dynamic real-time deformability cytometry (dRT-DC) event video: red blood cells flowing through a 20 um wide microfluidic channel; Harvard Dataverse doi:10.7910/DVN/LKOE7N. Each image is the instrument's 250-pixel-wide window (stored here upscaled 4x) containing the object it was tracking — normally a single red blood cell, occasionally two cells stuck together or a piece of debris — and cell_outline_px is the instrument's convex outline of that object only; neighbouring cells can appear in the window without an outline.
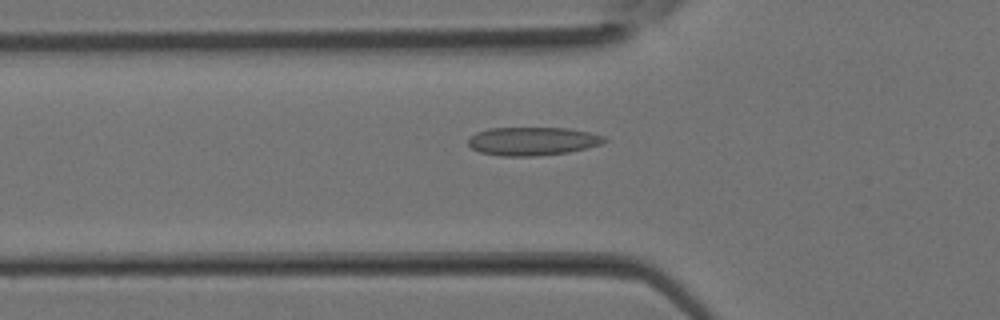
{"species": "Egyptian fruit bat (a non-hibernating species)", "species_latin": "Rousettus aegyptiacus", "temperature_condition": "room temperature", "stored_images_in_passage": 27, "camera_frame_rate_fps": 3000, "um_per_image_px": 0.085, "animal": {"sex": "female"}, "frame": {"image": 1, "passage_image": 11, "time_ms": 3.333, "image_size_px": [1000, 320], "cell_outline_px": [[608, 140], [600, 144], [568, 152], [536, 156], [500, 156], [480, 152], [472, 148], [468, 144], [468, 140], [476, 132], [488, 128], [568, 128], [588, 132], [604, 136]], "centroid_in_image_um": [45.24, 12.0], "position_along_channel_um": 80.6, "area_um2": 22.37}}
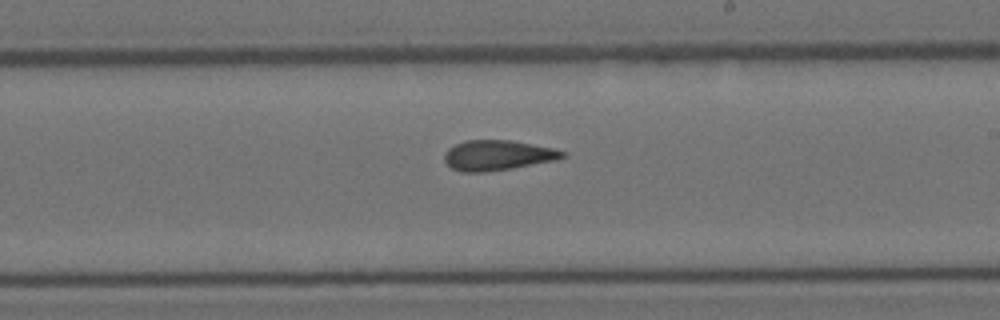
{"frame": {"image": 2, "passage_image": 19, "time_ms": 6.0, "image_size_px": [1000, 320], "cell_outline_px": [[568, 156], [556, 160], [512, 168], [484, 172], [460, 172], [452, 168], [444, 160], [444, 152], [448, 148], [456, 144], [468, 140], [512, 140], [552, 148], [568, 152]], "centroid_in_image_um": [42.31, 13.2], "position_along_channel_um": 246.7, "area_um2": 20.81}}
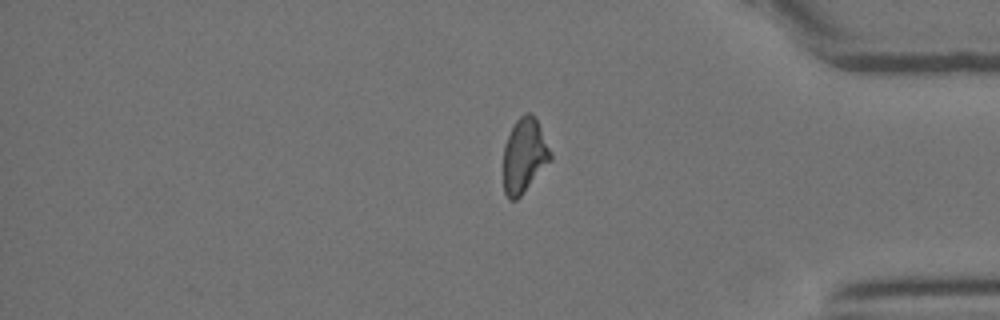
{"frame": {"image": 3, "passage_image": 27, "time_ms": 8.667, "image_size_px": [1000, 320], "cell_outline_px": [[552, 160], [520, 196], [516, 200], [508, 200], [504, 192], [504, 144], [516, 120], [524, 112], [532, 112], [540, 128], [552, 156]], "centroid_in_image_um": [44.55, 13.24], "position_along_channel_um": 390.6, "area_um2": 20.23}}